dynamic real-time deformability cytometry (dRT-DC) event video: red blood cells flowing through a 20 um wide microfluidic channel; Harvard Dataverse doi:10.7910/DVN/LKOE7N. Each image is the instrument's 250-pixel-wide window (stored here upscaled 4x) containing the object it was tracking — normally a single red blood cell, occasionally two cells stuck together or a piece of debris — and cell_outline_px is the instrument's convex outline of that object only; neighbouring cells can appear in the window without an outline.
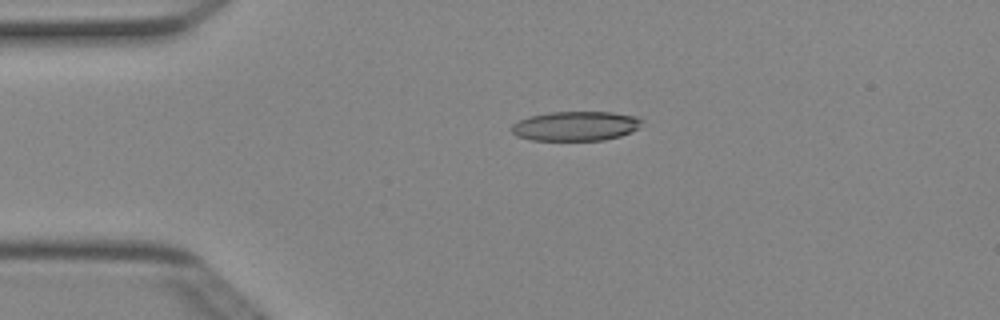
{"species": "Egyptian fruit bat (a non-hibernating species)", "species_latin": "Rousettus aegyptiacus", "temperature_condition": "cold", "stored_images_in_passage": 4, "camera_frame_rate_fps": 3000, "um_per_image_px": 0.085, "animal": {"sex": "female"}, "frame": {"image": 1, "passage_image": 3, "time_ms": 0.667, "image_size_px": [1000, 320], "cell_outline_px": [[644, 120], [640, 128], [632, 132], [620, 136], [604, 140], [532, 140], [516, 136], [508, 128], [512, 124], [528, 116], [548, 112], [612, 112], [636, 116]], "centroid_in_image_um": [48.93, 10.71], "position_along_channel_um": 36.1, "area_um2": 22.72}}